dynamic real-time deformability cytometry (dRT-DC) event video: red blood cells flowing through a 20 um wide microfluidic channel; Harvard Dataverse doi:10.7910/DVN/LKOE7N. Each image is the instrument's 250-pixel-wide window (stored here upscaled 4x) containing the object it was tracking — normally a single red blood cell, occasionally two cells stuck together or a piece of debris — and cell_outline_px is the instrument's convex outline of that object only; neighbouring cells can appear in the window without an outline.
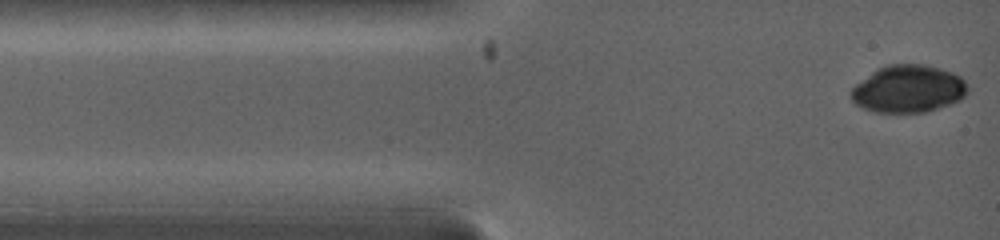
{"species": "common noctule bat (a hibernating species)", "species_latin": "Nyctalus noctula", "temperature_condition": "warm", "stored_images_in_passage": 14, "camera_frame_rate_fps": 5000, "um_per_image_px": 0.085, "animal": {"sex": "female", "body_mass_g": 19.0, "forearm_length_mm": 53.3}, "frame": {"image": 1, "passage_image": 1, "time_ms": 0.0, "image_size_px": [1000, 240], "cell_outline_px": [[968, 92], [960, 100], [924, 112], [872, 112], [856, 104], [852, 100], [852, 88], [856, 84], [872, 72], [888, 64], [924, 64], [940, 68], [952, 72], [960, 76], [968, 84]], "centroid_in_image_um": [77.23, 7.55], "position_along_channel_um": 7.8, "area_um2": 32.02}}